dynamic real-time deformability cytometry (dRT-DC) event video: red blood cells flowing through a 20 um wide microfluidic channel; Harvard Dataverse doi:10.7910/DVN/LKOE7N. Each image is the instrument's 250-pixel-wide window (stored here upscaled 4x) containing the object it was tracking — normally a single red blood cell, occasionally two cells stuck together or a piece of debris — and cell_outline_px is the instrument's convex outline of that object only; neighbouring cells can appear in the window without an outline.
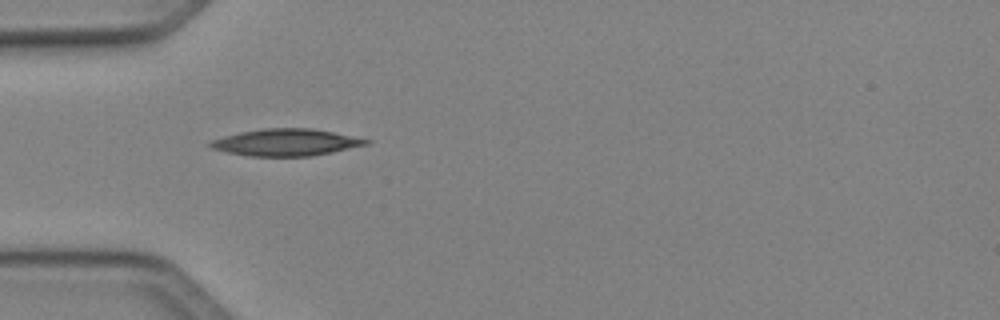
{"species": "Egyptian fruit bat (a non-hibernating species)", "species_latin": "Rousettus aegyptiacus", "temperature_condition": "cold", "stored_images_in_passage": 31, "camera_frame_rate_fps": 3000, "um_per_image_px": 0.085, "animal": {"sex": "female"}, "frame": {"image": 1, "passage_image": 1, "time_ms": 0.0, "image_size_px": [1000, 320], "cell_outline_px": [[372, 140], [368, 144], [332, 152], [308, 156], [248, 156], [228, 152], [212, 148], [208, 144], [212, 140], [224, 136], [240, 132], [264, 128], [312, 128]], "centroid_in_image_um": [24.31, 12.1], "position_along_channel_um": 60.7, "area_um2": 24.16}}
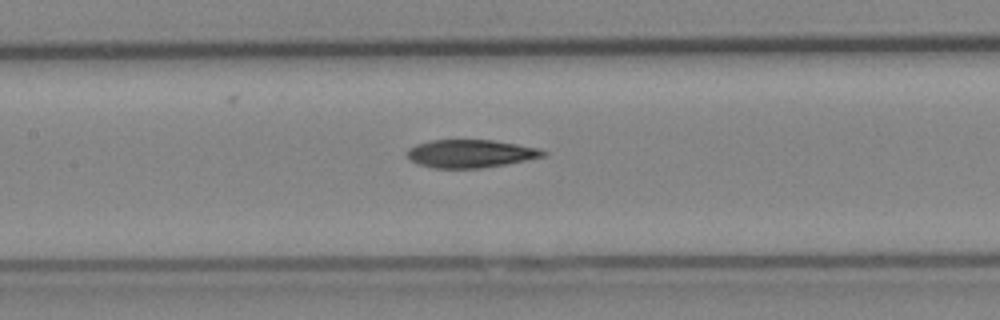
{"frame": {"image": 2, "passage_image": 9, "time_ms": 2.667, "image_size_px": [1000, 320], "cell_outline_px": [[548, 152], [544, 156], [504, 164], [480, 168], [436, 168], [416, 164], [408, 156], [408, 148], [416, 144], [432, 140], [492, 140], [540, 148]], "centroid_in_image_um": [39.98, 13.05], "position_along_channel_um": 167.4, "area_um2": 21.96}}
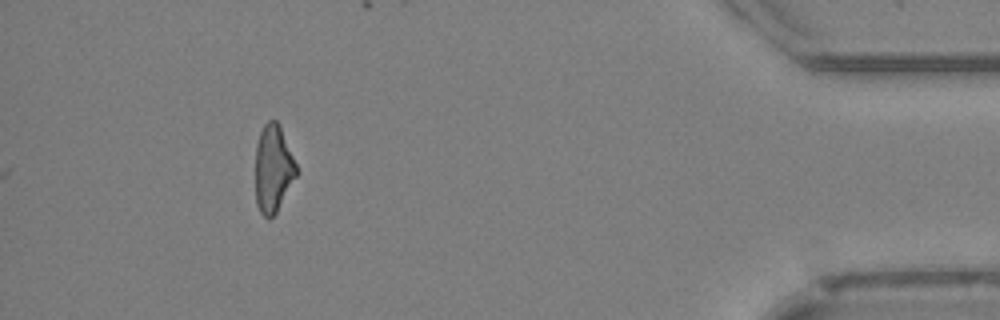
{"frame": {"image": 3, "passage_image": 31, "time_ms": 10.0, "image_size_px": [1000, 320], "cell_outline_px": [[300, 172], [276, 212], [268, 220], [260, 212], [256, 204], [256, 144], [260, 132], [264, 124], [268, 120], [276, 120], [280, 124]], "centroid_in_image_um": [23.25, 14.33], "position_along_channel_um": 412.0, "area_um2": 21.21}, "authors_computed_cell_mechanics": {"area_um2": 22.3108, "velocity_mm_per_s": 4.134, "shape_relaxation_time_tau1_ms": 7.7922, "shape_relaxation_time_tau2_ms": 10.9385, "deformation_change_tau1": 0.181, "deformation_change_tau2": 0.251}}